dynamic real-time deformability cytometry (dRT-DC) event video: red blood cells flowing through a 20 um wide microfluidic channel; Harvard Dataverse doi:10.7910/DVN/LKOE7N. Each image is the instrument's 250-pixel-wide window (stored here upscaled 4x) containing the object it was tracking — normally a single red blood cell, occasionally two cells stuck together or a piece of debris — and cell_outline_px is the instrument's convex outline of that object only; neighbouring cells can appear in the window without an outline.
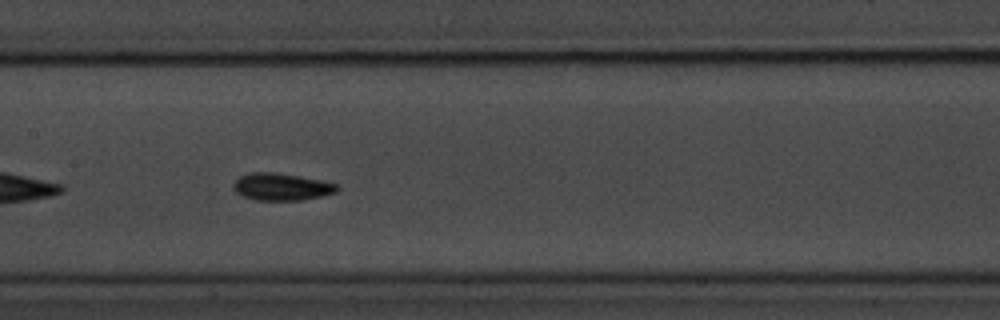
{"species": "common noctule bat (a hibernating species)", "species_latin": "Nyctalus noctula", "temperature_condition": "room temperature", "stored_images_in_passage": 41, "camera_frame_rate_fps": 3000, "um_per_image_px": 0.085, "animal": {"sex": "male", "body_mass_g": 20.1, "forearm_length_mm": 53.5}, "frame": {"image": 1, "passage_image": 12, "time_ms": 3.667, "image_size_px": [1000, 320], "cell_outline_px": [[340, 188], [336, 192], [324, 196], [304, 200], [256, 200], [244, 196], [236, 192], [232, 188], [232, 184], [240, 176], [252, 172], [276, 172], [300, 176], [320, 180], [336, 184]], "centroid_in_image_um": [23.93, 15.88], "position_along_channel_um": 183.5, "area_um2": 16.53}}
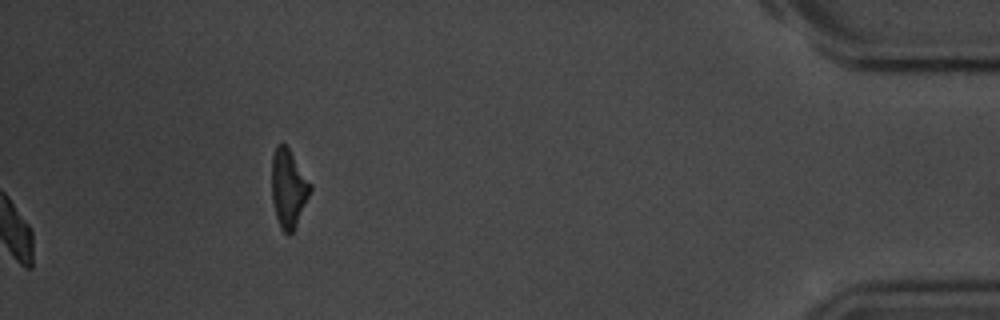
{"frame": {"image": 2, "passage_image": 41, "time_ms": 13.333, "image_size_px": [1000, 320], "cell_outline_px": [[312, 188], [296, 228], [288, 236], [280, 228], [276, 216], [272, 200], [272, 156], [276, 144], [284, 144], [288, 148], [312, 184]], "centroid_in_image_um": [24.52, 16.04], "position_along_channel_um": 410.7, "area_um2": 17.63}, "authors_computed_cell_mechanics": {"area_um2": 15.4904, "velocity_mm_per_s": 3.6688, "shape_relaxation_time_tau1_ms": 2.5453, "shape_relaxation_time_tau2_ms": 3.4368, "deformation_change_tau1": 0.0937, "deformation_change_tau2": 0.0704}}